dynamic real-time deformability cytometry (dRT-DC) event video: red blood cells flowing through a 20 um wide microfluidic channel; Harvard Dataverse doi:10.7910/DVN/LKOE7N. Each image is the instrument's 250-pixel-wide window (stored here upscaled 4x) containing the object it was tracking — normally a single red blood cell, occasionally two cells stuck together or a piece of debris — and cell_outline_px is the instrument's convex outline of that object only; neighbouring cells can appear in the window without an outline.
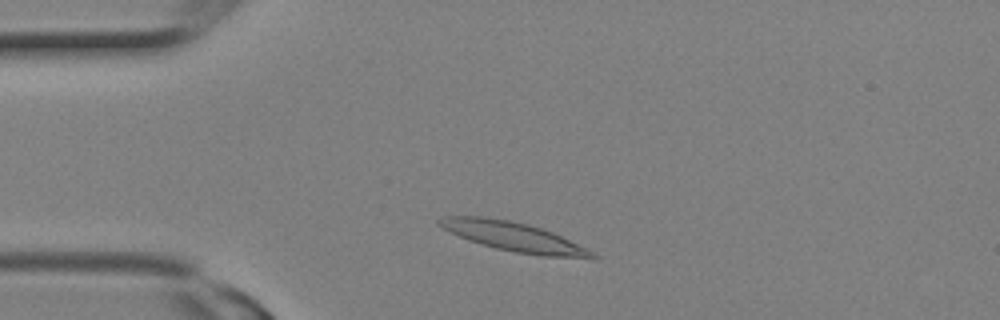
{"species": "Egyptian fruit bat (a non-hibernating species)", "species_latin": "Rousettus aegyptiacus", "temperature_condition": "room temperature", "stored_images_in_passage": 10, "camera_frame_rate_fps": 3000, "um_per_image_px": 0.085, "animal": {"sex": "female"}, "frame": {"image": 1, "passage_image": 2, "time_ms": 0.333, "image_size_px": [1000, 320], "cell_outline_px": [[600, 260], [592, 260], [544, 256], [516, 252], [496, 248], [480, 244], [468, 240], [436, 224], [436, 220], [444, 216], [480, 216], [512, 220], [528, 224], [552, 232], [600, 256]], "centroid_in_image_um": [43.71, 20.14], "position_along_channel_um": 41.3, "area_um2": 26.07}}
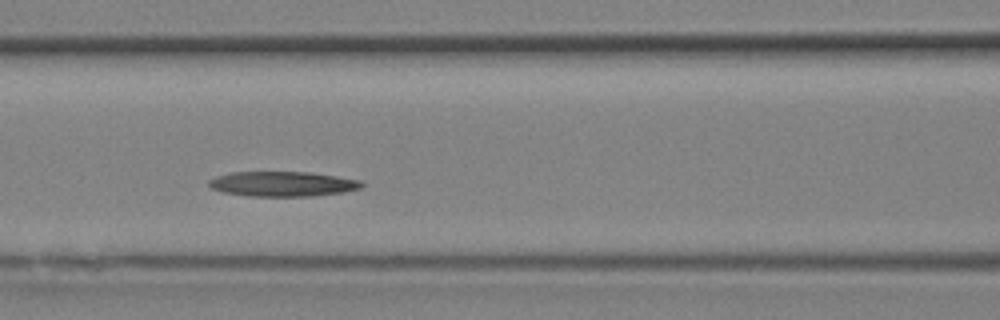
{"frame": {"image": 2, "passage_image": 7, "time_ms": 2.0, "image_size_px": [1000, 320], "cell_outline_px": [[364, 184], [360, 188], [344, 192], [312, 196], [252, 196], [224, 192], [212, 188], [208, 184], [208, 180], [216, 176], [228, 172], [308, 172], [336, 176], [360, 180]], "centroid_in_image_um": [24.01, 15.63], "position_along_channel_um": 142.6, "area_um2": 22.14}}
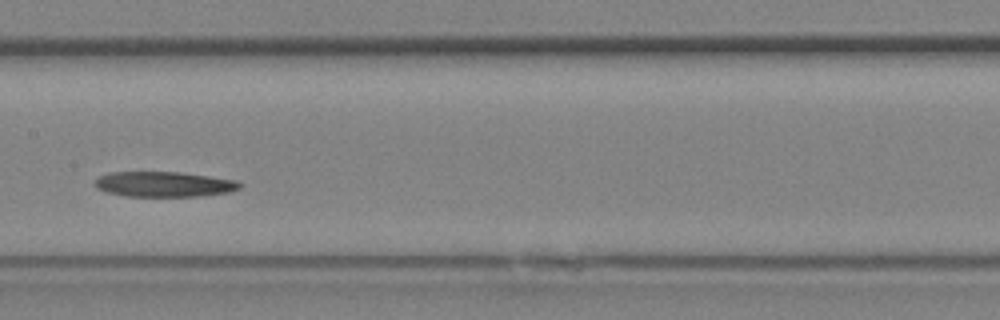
{"frame": {"image": 3, "passage_image": 9, "time_ms": 2.667, "image_size_px": [1000, 320], "cell_outline_px": [[244, 184], [240, 188], [228, 192], [200, 196], [128, 196], [108, 192], [96, 188], [96, 180], [100, 176], [108, 172], [180, 172], [236, 180]], "centroid_in_image_um": [13.97, 15.65], "position_along_channel_um": 193.4, "area_um2": 21.15}}